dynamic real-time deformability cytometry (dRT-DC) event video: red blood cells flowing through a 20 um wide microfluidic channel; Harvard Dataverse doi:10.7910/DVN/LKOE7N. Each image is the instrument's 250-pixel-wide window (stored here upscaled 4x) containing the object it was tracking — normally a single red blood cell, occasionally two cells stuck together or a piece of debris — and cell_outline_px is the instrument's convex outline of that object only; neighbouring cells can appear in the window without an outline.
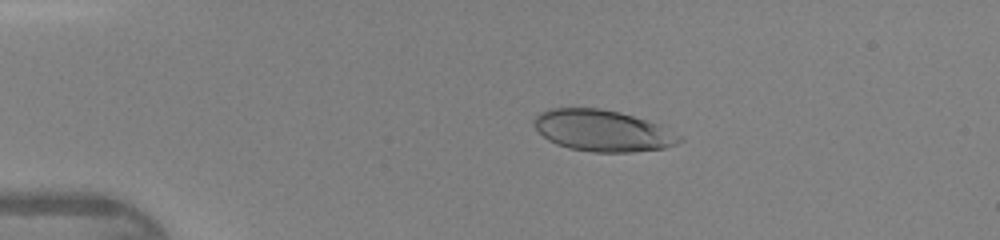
{"species": "human", "species_latin": "Homo sapiens", "temperature_condition": "warm", "stored_images_in_passage": 36, "camera_frame_rate_fps": 3000, "um_per_image_px": 0.085, "donor": {"sex": "female"}, "frame": {"image": 1, "passage_image": 1, "time_ms": 0.0, "image_size_px": [1000, 240], "cell_outline_px": [[684, 140], [676, 144], [664, 148], [632, 152], [592, 152], [568, 148], [556, 144], [548, 140], [536, 128], [532, 120], [540, 112], [552, 108], [600, 108], [620, 112], [660, 124], [684, 136]], "centroid_in_image_um": [51.26, 11.11], "position_along_channel_um": 33.7, "area_um2": 35.32}}
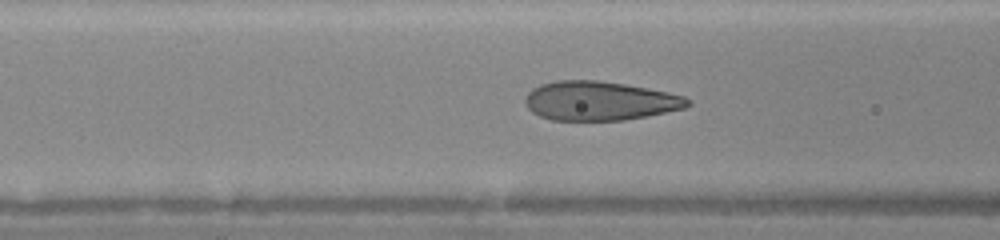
{"frame": {"image": 2, "passage_image": 10, "time_ms": 3.0, "image_size_px": [1000, 240], "cell_outline_px": [[692, 104], [684, 108], [648, 116], [624, 120], [552, 120], [540, 116], [532, 112], [528, 108], [524, 100], [528, 92], [532, 88], [540, 84], [556, 80], [596, 80], [624, 84], [648, 88], [668, 92], [684, 96], [692, 100]], "centroid_in_image_um": [50.98, 8.57], "position_along_channel_um": 115.6, "area_um2": 37.17}}
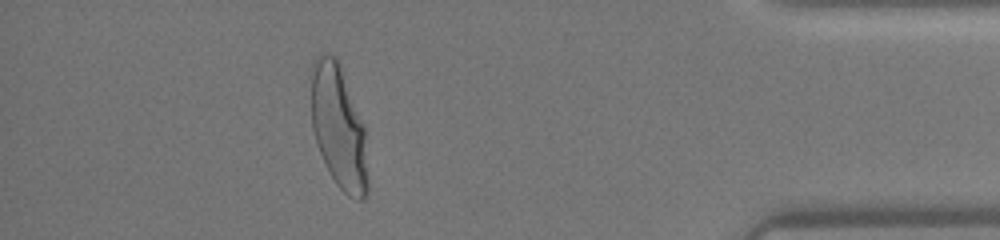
{"frame": {"image": 3, "passage_image": 32, "time_ms": 10.333, "image_size_px": [1000, 240], "cell_outline_px": [[368, 192], [364, 200], [356, 200], [348, 196], [336, 184], [320, 152], [312, 128], [312, 60], [320, 52], [328, 52], [336, 56], [340, 60], [364, 124], [368, 184]], "centroid_in_image_um": [28.8, 10.73], "position_along_channel_um": 406.4, "area_um2": 41.21}}